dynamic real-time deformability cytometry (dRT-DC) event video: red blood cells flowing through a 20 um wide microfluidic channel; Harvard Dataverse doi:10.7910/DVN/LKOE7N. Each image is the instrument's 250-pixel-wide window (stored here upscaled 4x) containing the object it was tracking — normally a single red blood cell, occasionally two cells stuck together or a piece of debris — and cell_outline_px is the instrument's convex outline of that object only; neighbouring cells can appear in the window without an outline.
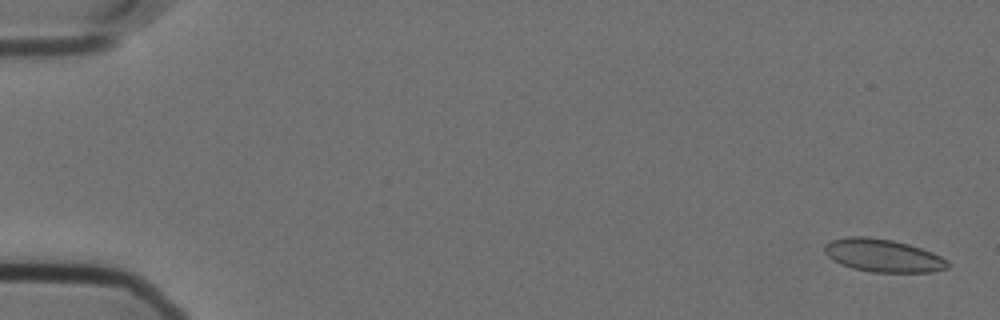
{"species": "Egyptian fruit bat (a non-hibernating species)", "species_latin": "Rousettus aegyptiacus", "temperature_condition": "cold", "stored_images_in_passage": 57, "camera_frame_rate_fps": 3000, "um_per_image_px": 0.085, "animal": {"sex": "female"}, "frame": {"image": 1, "passage_image": 2, "time_ms": 0.333, "image_size_px": [1000, 320], "cell_outline_px": [[948, 268], [932, 272], [872, 272], [852, 268], [840, 264], [832, 260], [824, 252], [824, 244], [832, 240], [848, 236], [868, 236], [892, 240], [908, 244], [932, 252], [948, 260]], "centroid_in_image_um": [75.03, 21.71], "position_along_channel_um": 10.0, "area_um2": 23.7}}
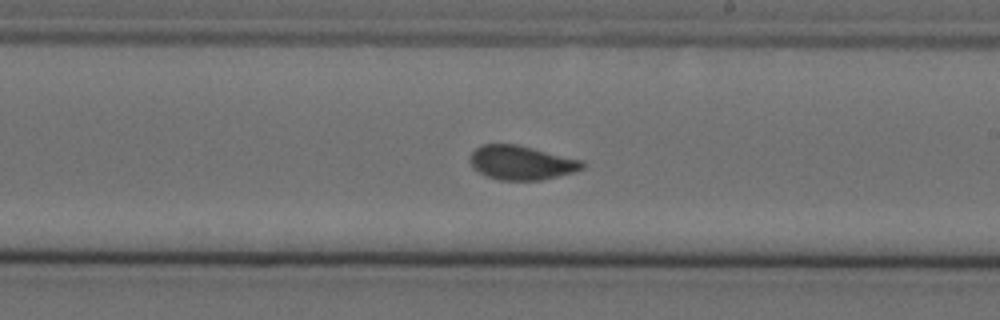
{"frame": {"image": 2, "passage_image": 34, "time_ms": 11.0, "image_size_px": [1000, 320], "cell_outline_px": [[584, 168], [572, 172], [540, 180], [500, 180], [488, 176], [472, 168], [468, 160], [468, 156], [480, 144], [516, 144], [584, 160]], "centroid_in_image_um": [44.28, 13.81], "position_along_channel_um": 244.7, "area_um2": 22.37}}
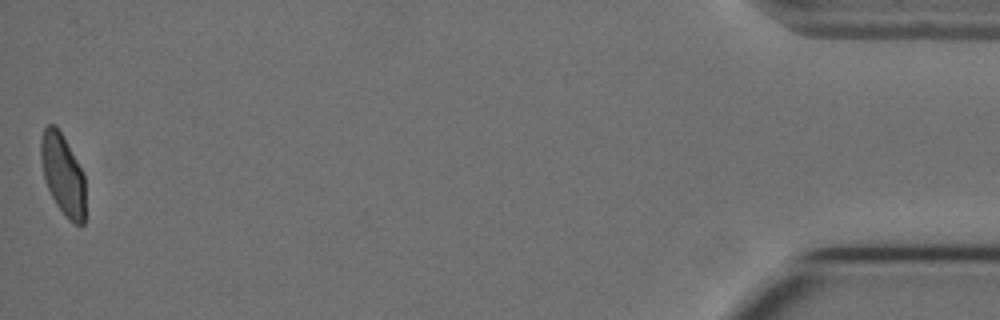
{"frame": {"image": 3, "passage_image": 57, "time_ms": 18.667, "image_size_px": [1000, 320], "cell_outline_px": [[84, 224], [76, 224], [68, 220], [56, 204], [48, 188], [44, 176], [40, 160], [40, 140], [44, 128], [48, 124], [56, 124], [84, 172]], "centroid_in_image_um": [5.33, 14.8], "position_along_channel_um": 429.9, "area_um2": 20.98}}